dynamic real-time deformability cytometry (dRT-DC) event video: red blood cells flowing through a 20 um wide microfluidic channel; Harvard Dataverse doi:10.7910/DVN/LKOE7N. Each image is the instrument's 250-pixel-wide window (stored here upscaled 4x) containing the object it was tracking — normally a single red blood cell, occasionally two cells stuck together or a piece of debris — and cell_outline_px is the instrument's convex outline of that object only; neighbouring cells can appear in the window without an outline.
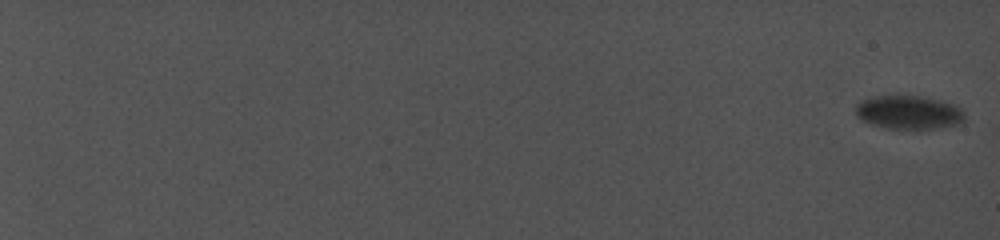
{"species": "common noctule bat (a hibernating species)", "species_latin": "Nyctalus noctula", "temperature_condition": "cold", "stored_images_in_passage": 16, "camera_frame_rate_fps": 5000, "um_per_image_px": 0.085, "animal": {"sex": "female", "body_mass_g": 19.0, "forearm_length_mm": 56.7}, "frame": {"image": 1, "passage_image": 1, "time_ms": 0.0, "image_size_px": [1000, 240], "cell_outline_px": [[964, 120], [952, 124], [928, 128], [892, 128], [876, 124], [864, 120], [856, 112], [856, 104], [860, 100], [872, 96], [896, 92], [920, 96], [940, 100], [952, 104], [960, 108], [964, 116]], "centroid_in_image_um": [77.17, 9.46], "position_along_channel_um": 7.8, "area_um2": 21.15}}
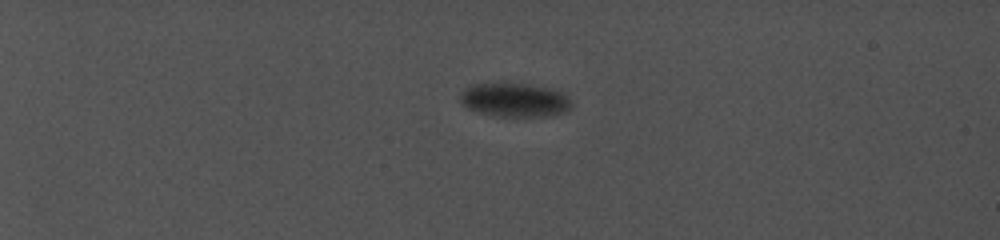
{"frame": {"image": 2, "passage_image": 9, "time_ms": 6.8, "image_size_px": [1000, 240], "cell_outline_px": [[572, 104], [568, 108], [560, 112], [544, 116], [496, 116], [480, 112], [468, 108], [460, 100], [460, 92], [472, 84], [500, 80], [504, 80], [528, 84], [548, 88], [560, 92]], "centroid_in_image_um": [43.63, 8.43], "position_along_channel_um": 41.4, "area_um2": 22.08}}
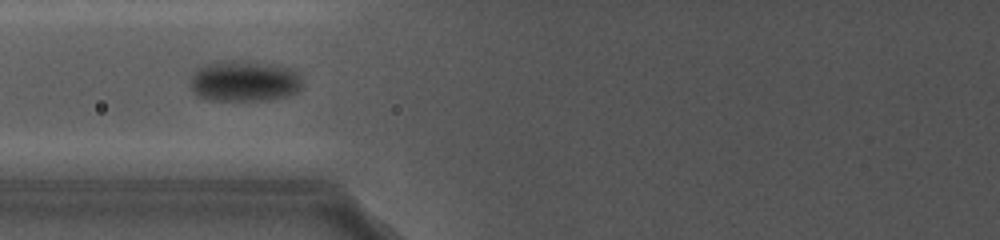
{"frame": {"image": 3, "passage_image": 15, "time_ms": 11.8, "image_size_px": [1000, 240], "cell_outline_px": [[300, 88], [296, 92], [284, 96], [260, 100], [216, 100], [196, 96], [192, 88], [192, 76], [196, 68], [204, 64], [232, 60], [252, 60], [288, 68], [296, 72], [300, 80]], "centroid_in_image_um": [20.72, 6.87], "position_along_channel_um": 105.1, "area_um2": 26.36}}